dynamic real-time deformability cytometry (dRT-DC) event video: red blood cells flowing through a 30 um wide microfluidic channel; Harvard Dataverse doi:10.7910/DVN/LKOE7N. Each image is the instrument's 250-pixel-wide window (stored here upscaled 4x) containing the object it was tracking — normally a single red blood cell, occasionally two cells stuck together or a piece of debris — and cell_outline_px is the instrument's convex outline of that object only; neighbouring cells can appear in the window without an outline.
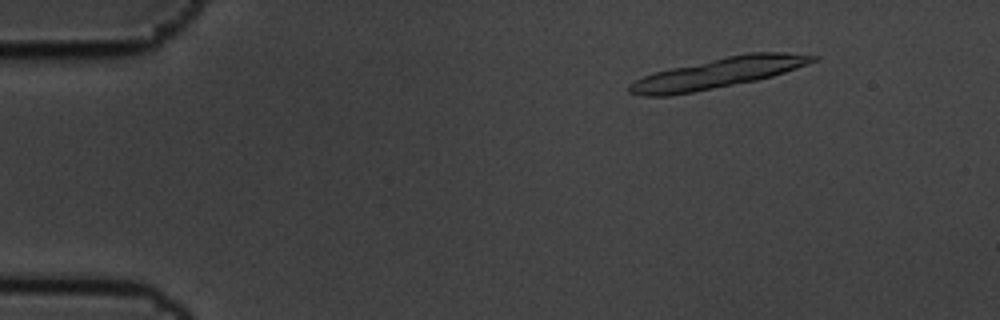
{"species": "common noctule bat (a hibernating species)", "species_latin": "Nyctalus noctula", "temperature_condition": "cold", "stored_images_in_passage": 6, "camera_frame_rate_fps": 3000, "um_per_image_px": 0.085, "animal": {"sex": "male", "body_mass_g": 19.5, "forearm_length_mm": 54.6}, "frame": {"image": 1, "passage_image": 3, "time_ms": 0.667, "image_size_px": [1000, 320], "cell_outline_px": [[820, 56], [816, 60], [808, 64], [772, 76], [756, 80], [692, 92], [668, 96], [644, 96], [628, 92], [628, 84], [644, 76], [656, 72], [672, 68], [728, 56], [748, 52], [784, 52]], "centroid_in_image_um": [61.05, 6.21], "position_along_channel_um": 24.0, "area_um2": 31.85}}